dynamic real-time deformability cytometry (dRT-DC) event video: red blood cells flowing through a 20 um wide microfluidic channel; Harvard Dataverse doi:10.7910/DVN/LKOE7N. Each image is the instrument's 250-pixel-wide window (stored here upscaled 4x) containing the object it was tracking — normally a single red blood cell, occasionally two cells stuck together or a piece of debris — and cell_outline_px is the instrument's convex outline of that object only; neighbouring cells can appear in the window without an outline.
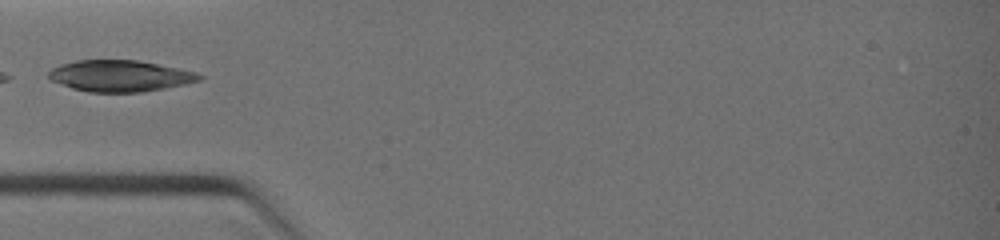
{"species": "common noctule bat (a hibernating species)", "species_latin": "Nyctalus noctula", "temperature_condition": "warm", "stored_images_in_passage": 18, "camera_frame_rate_fps": 3000, "um_per_image_px": 0.085, "animal": {"sex": "female", "body_mass_g": 19.0, "forearm_length_mm": 51.5}, "frame": {"image": 1, "passage_image": 6, "time_ms": 3.0, "image_size_px": [1000, 240], "cell_outline_px": [[204, 76], [200, 80], [184, 84], [164, 88], [140, 92], [88, 92], [72, 88], [52, 80], [48, 76], [48, 72], [52, 68], [60, 64], [76, 60], [140, 60], [196, 72]], "centroid_in_image_um": [10.19, 6.44], "position_along_channel_um": 74.8, "area_um2": 27.4}}
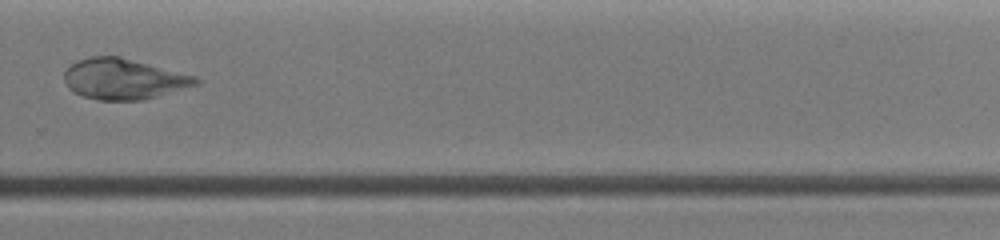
{"frame": {"image": 2, "passage_image": 13, "time_ms": 7.667, "image_size_px": [1000, 240], "cell_outline_px": [[204, 80], [200, 84], [144, 100], [100, 100], [84, 96], [68, 88], [64, 80], [64, 72], [72, 64], [80, 60], [92, 56], [120, 56], [196, 76]], "centroid_in_image_um": [10.57, 6.71], "position_along_channel_um": 319.2, "area_um2": 31.15}}
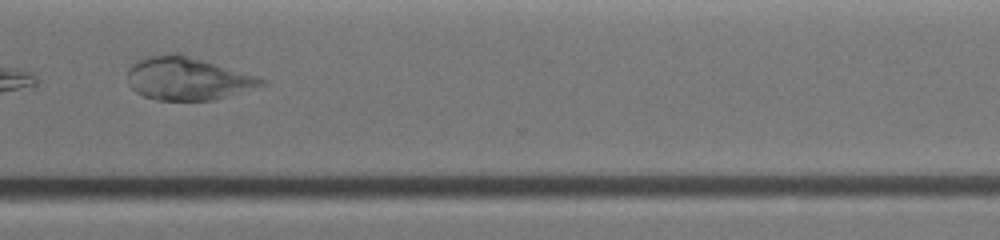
{"frame": {"image": 3, "passage_image": 14, "time_ms": 8.333, "image_size_px": [1000, 240], "cell_outline_px": [[268, 80], [264, 84], [216, 100], [156, 100], [144, 96], [136, 92], [132, 88], [128, 80], [128, 68], [136, 60], [144, 56], [168, 52], [180, 52], [256, 76]], "centroid_in_image_um": [15.89, 6.65], "position_along_channel_um": 354.7, "area_um2": 33.76}}